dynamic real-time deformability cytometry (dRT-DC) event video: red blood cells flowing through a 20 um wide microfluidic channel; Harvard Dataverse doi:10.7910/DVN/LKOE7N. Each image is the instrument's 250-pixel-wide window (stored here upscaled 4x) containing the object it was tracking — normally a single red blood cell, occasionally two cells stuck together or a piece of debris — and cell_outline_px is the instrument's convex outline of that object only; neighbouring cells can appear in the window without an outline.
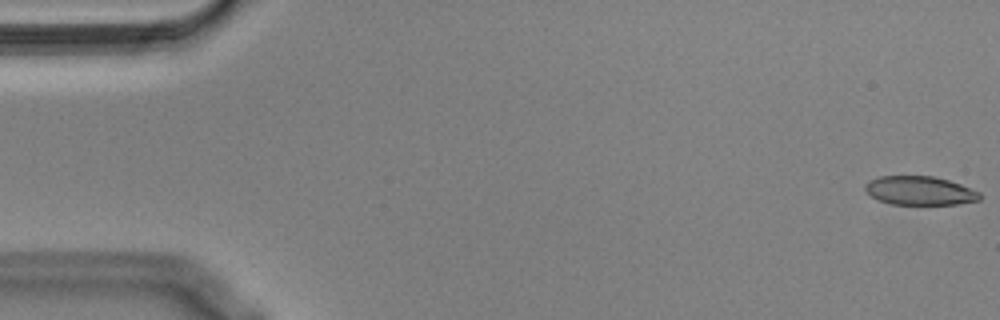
{"species": "Egyptian fruit bat (a non-hibernating species)", "species_latin": "Rousettus aegyptiacus", "temperature_condition": "cold", "stored_images_in_passage": 55, "camera_frame_rate_fps": 3000, "um_per_image_px": 0.085, "animal": {"sex": "male"}, "frame": {"image": 1, "passage_image": 1, "time_ms": 0.0, "image_size_px": [1000, 320], "cell_outline_px": [[980, 200], [956, 204], [892, 204], [876, 200], [864, 188], [864, 184], [868, 180], [880, 176], [932, 176], [948, 180], [960, 184], [980, 192]], "centroid_in_image_um": [78.15, 16.2], "position_along_channel_um": 6.9, "area_um2": 19.19}}
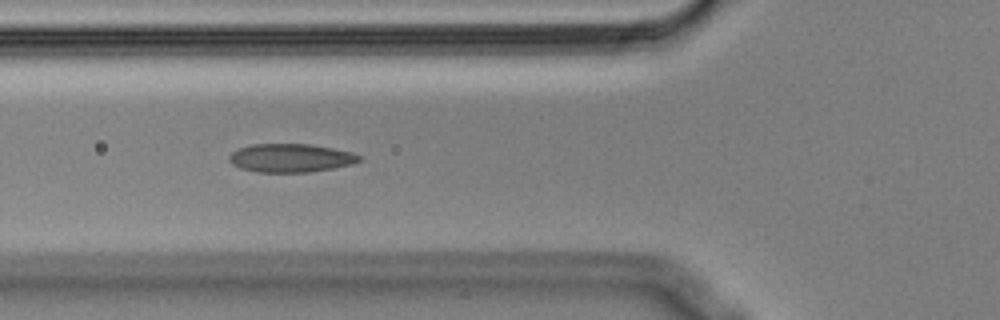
{"frame": {"image": 2, "passage_image": 20, "time_ms": 6.333, "image_size_px": [1000, 320], "cell_outline_px": [[360, 160], [352, 164], [332, 168], [308, 172], [260, 172], [240, 168], [232, 164], [228, 160], [228, 156], [232, 152], [240, 148], [252, 144], [312, 144], [352, 152], [360, 156]], "centroid_in_image_um": [24.69, 13.42], "position_along_channel_um": 101.1, "area_um2": 21.44}}
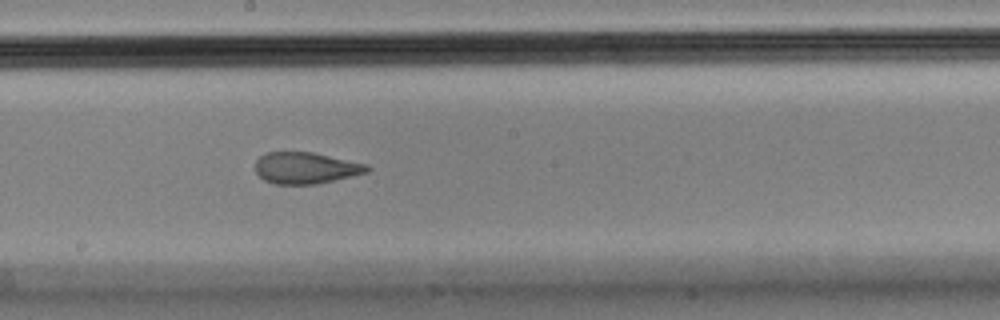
{"frame": {"image": 3, "passage_image": 30, "time_ms": 9.667, "image_size_px": [1000, 320], "cell_outline_px": [[372, 168], [368, 172], [316, 184], [276, 184], [264, 180], [256, 172], [256, 160], [260, 156], [268, 152], [312, 152], [368, 164]], "centroid_in_image_um": [26.0, 14.27], "position_along_channel_um": 222.2, "area_um2": 20.4}, "authors_computed_cell_mechanics": {"area_um2": 21.5016, "velocity_mm_per_s": 3.6167, "shape_relaxation_time_tau1_ms": null, "shape_relaxation_time_tau2_ms": 1.761, "deformation_change_tau1": null, "deformation_change_tau2": 0.0727}}